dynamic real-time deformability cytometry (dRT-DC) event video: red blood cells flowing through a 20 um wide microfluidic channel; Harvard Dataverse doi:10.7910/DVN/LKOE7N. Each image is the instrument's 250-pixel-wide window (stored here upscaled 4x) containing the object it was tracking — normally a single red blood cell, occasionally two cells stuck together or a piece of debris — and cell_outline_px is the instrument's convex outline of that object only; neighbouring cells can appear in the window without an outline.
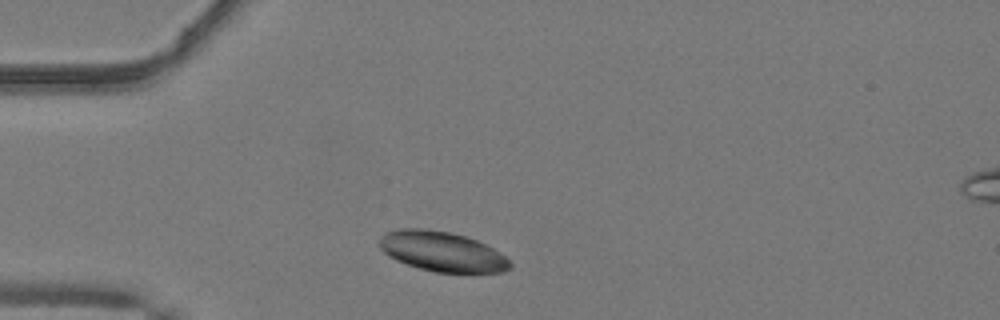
{"species": "common noctule bat (a hibernating species)", "species_latin": "Nyctalus noctula", "temperature_condition": "warm", "stored_images_in_passage": 41, "camera_frame_rate_fps": 3000, "um_per_image_px": 0.085, "animal": {"sex": "male", "body_mass_g": 19.2, "forearm_length_mm": 51.8}, "frame": {"image": 1, "passage_image": 3, "time_ms": 0.667, "image_size_px": [1000, 320], "cell_outline_px": [[512, 268], [504, 272], [472, 276], [436, 272], [420, 268], [396, 260], [388, 256], [376, 244], [380, 236], [384, 232], [400, 228], [424, 228], [452, 232], [476, 240], [500, 252], [512, 264]], "centroid_in_image_um": [37.6, 21.42], "position_along_channel_um": 47.4, "area_um2": 31.5}}
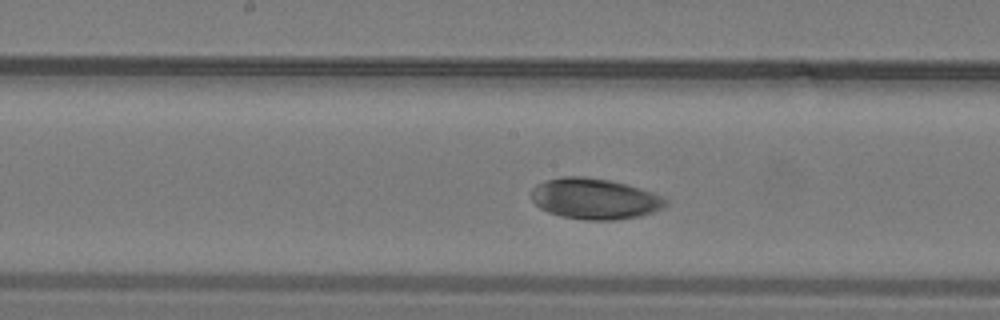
{"frame": {"image": 2, "passage_image": 16, "time_ms": 5.0, "image_size_px": [1000, 320], "cell_outline_px": [[668, 204], [664, 208], [640, 216], [612, 220], [584, 220], [560, 216], [548, 212], [540, 208], [532, 200], [532, 188], [536, 184], [544, 180], [560, 176], [584, 176], [608, 180], [628, 184], [640, 188], [660, 196], [668, 200]], "centroid_in_image_um": [50.52, 16.89], "position_along_channel_um": 197.7, "area_um2": 32.14}}
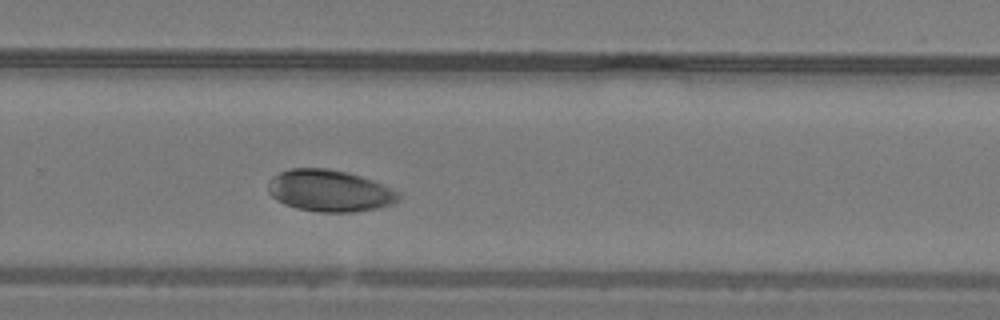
{"frame": {"image": 3, "passage_image": 24, "time_ms": 7.667, "image_size_px": [1000, 320], "cell_outline_px": [[400, 200], [392, 204], [376, 208], [356, 212], [320, 212], [296, 208], [284, 204], [276, 200], [268, 192], [268, 180], [272, 176], [280, 172], [292, 168], [328, 168], [348, 172], [372, 180], [400, 192]], "centroid_in_image_um": [28.0, 16.21], "position_along_channel_um": 301.8, "area_um2": 31.91}}